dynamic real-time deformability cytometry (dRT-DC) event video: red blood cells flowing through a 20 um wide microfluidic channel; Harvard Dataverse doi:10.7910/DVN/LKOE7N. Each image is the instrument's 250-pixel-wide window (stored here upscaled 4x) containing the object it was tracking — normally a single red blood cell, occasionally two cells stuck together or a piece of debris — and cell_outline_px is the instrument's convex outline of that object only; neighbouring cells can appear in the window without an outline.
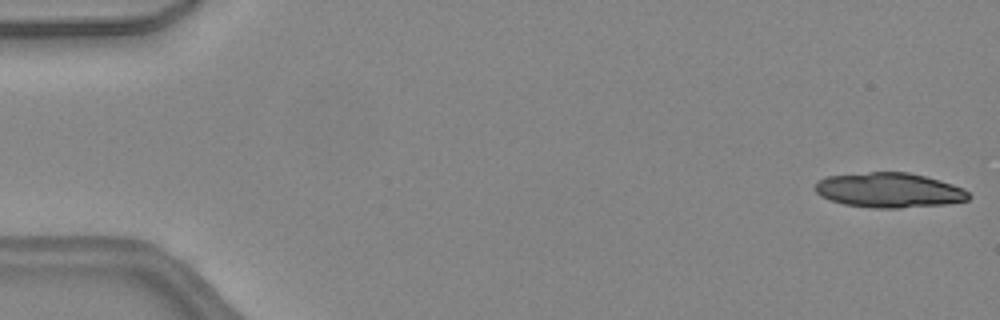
{"species": "common noctule bat (a hibernating species)", "species_latin": "Nyctalus noctula", "temperature_condition": "warm", "stored_images_in_passage": 18, "camera_frame_rate_fps": 3000, "um_per_image_px": 0.085, "animal": {"sex": "female", "body_mass_g": 24.6, "forearm_length_mm": 56.2}, "frame": {"image": 1, "passage_image": 1, "time_ms": 0.0, "image_size_px": [1000, 320], "cell_outline_px": [[972, 196], [968, 200], [948, 204], [900, 208], [872, 208], [844, 204], [820, 196], [816, 192], [816, 180], [828, 176], [868, 172], [908, 172], [940, 180], [964, 188]], "centroid_in_image_um": [75.6, 16.17], "position_along_channel_um": 9.4, "area_um2": 31.27}}
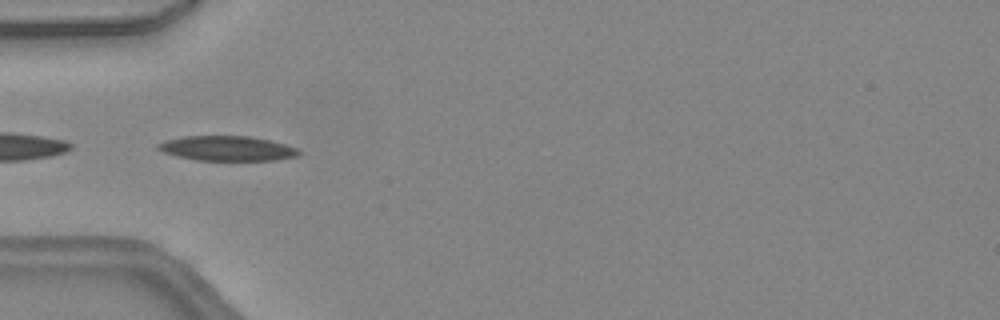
{"frame": {"image": 2, "passage_image": 15, "time_ms": 4.667, "image_size_px": [1000, 320], "cell_outline_px": [[300, 156], [276, 160], [196, 160], [176, 156], [164, 152], [156, 148], [156, 144], [168, 140], [184, 136], [248, 136], [268, 140], [284, 144], [296, 148], [300, 152]], "centroid_in_image_um": [19.31, 12.62], "position_along_channel_um": 65.7, "area_um2": 20.23}}